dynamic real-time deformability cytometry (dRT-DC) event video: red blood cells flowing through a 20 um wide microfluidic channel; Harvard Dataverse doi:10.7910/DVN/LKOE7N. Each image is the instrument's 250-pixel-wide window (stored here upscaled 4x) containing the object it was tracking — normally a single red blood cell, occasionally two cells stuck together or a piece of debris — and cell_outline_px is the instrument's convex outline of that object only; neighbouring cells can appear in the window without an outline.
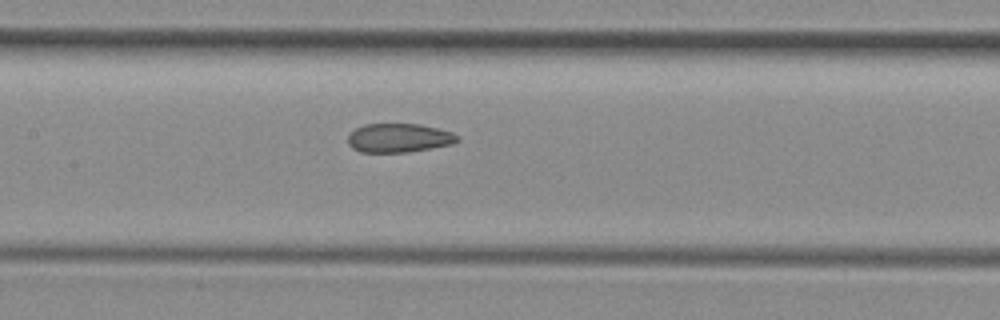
{"species": "common noctule bat (a hibernating species)", "species_latin": "Nyctalus noctula", "temperature_condition": "room temperature", "stored_images_in_passage": 4, "camera_frame_rate_fps": 3000, "um_per_image_px": 0.085, "animal": {"sex": "female", "body_mass_g": 29.2, "forearm_length_mm": 56.3}, "frame": {"image": 1, "passage_image": 4, "time_ms": 1.0, "image_size_px": [1000, 320], "cell_outline_px": [[460, 140], [452, 144], [404, 152], [360, 152], [352, 148], [348, 144], [348, 136], [356, 128], [364, 124], [420, 124], [440, 128], [452, 132], [460, 136]], "centroid_in_image_um": [33.92, 11.71], "position_along_channel_um": 173.5, "area_um2": 18.44}}